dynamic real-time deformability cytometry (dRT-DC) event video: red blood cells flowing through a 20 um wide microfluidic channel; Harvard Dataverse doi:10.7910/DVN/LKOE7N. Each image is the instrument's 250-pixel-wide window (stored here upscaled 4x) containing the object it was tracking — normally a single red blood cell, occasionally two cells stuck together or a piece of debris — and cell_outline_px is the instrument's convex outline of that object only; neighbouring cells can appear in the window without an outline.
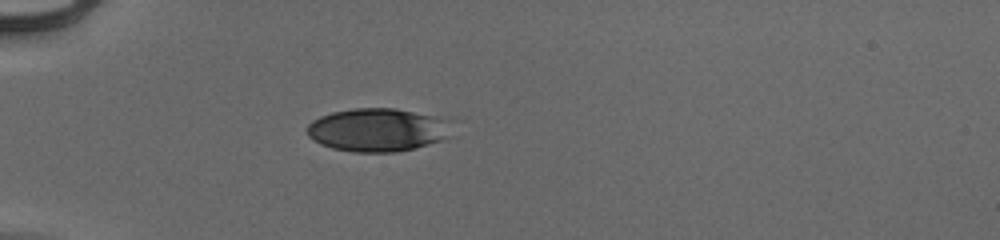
{"species": "human", "species_latin": "Homo sapiens", "temperature_condition": "cold", "stored_images_in_passage": 37, "camera_frame_rate_fps": 3000, "um_per_image_px": 0.085, "donor": {"sex": "male"}, "frame": {"image": 1, "passage_image": 1, "time_ms": 0.0, "image_size_px": [1000, 240], "cell_outline_px": [[452, 136], [428, 144], [396, 152], [352, 152], [332, 148], [320, 144], [308, 136], [308, 124], [312, 120], [320, 116], [332, 112], [352, 108], [396, 108], [432, 116], [448, 120]], "centroid_in_image_um": [32.07, 11.04], "position_along_channel_um": 52.9, "area_um2": 36.36}}
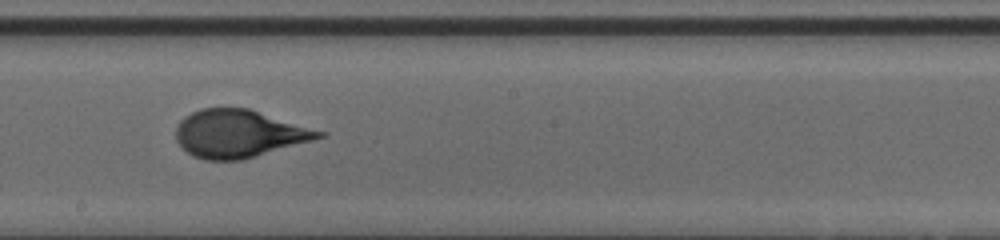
{"frame": {"image": 2, "passage_image": 16, "time_ms": 5.0, "image_size_px": [1000, 240], "cell_outline_px": [[328, 132], [324, 136], [312, 140], [244, 160], [204, 160], [192, 156], [176, 140], [176, 128], [180, 120], [184, 116], [200, 108], [248, 108]], "centroid_in_image_um": [20.32, 11.36], "position_along_channel_um": 227.9, "area_um2": 39.82}}
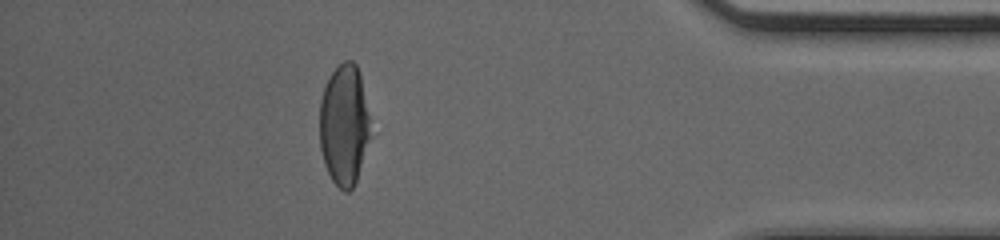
{"frame": {"image": 3, "passage_image": 32, "time_ms": 10.333, "image_size_px": [1000, 240], "cell_outline_px": [[368, 136], [356, 180], [352, 188], [348, 192], [344, 192], [332, 180], [324, 164], [320, 148], [320, 100], [324, 88], [332, 72], [344, 60], [352, 60], [356, 64], [360, 72], [368, 116]], "centroid_in_image_um": [29.21, 10.59], "position_along_channel_um": 406.0, "area_um2": 34.91}, "authors_computed_cell_mechanics": {"area_um2": 39.1306, "velocity_mm_per_s": 3.9572, "shape_relaxation_time_tau1_ms": 3.1787, "shape_relaxation_time_tau2_ms": null, "deformation_change_tau1": 0.1841, "deformation_change_tau2": null}}